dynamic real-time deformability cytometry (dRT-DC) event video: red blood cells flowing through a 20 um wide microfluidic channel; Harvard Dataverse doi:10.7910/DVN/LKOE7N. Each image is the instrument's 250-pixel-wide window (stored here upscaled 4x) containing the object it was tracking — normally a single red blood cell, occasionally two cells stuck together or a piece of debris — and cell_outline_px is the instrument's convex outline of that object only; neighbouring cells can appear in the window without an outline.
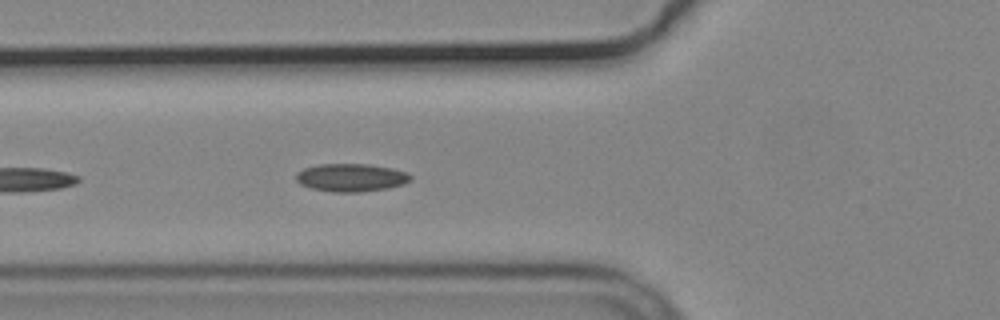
{"species": "common noctule bat (a hibernating species)", "species_latin": "Nyctalus noctula", "temperature_condition": "cold", "stored_images_in_passage": 42, "camera_frame_rate_fps": 3000, "um_per_image_px": 0.085, "animal": {"sex": "male", "body_mass_g": 19.2, "forearm_length_mm": 51.8}, "frame": {"image": 1, "passage_image": 6, "time_ms": 1.667, "image_size_px": [1000, 320], "cell_outline_px": [[412, 180], [404, 184], [388, 188], [360, 192], [332, 192], [312, 188], [300, 184], [296, 180], [296, 172], [304, 168], [320, 164], [368, 164], [392, 168], [408, 172], [412, 176]], "centroid_in_image_um": [29.87, 15.09], "position_along_channel_um": 95.9, "area_um2": 18.79}}
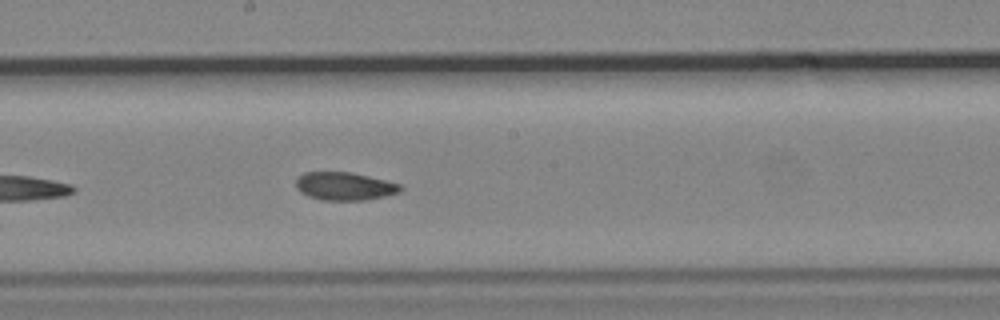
{"frame": {"image": 2, "passage_image": 16, "time_ms": 5.0, "image_size_px": [1000, 320], "cell_outline_px": [[404, 188], [400, 192], [368, 200], [320, 200], [308, 196], [300, 192], [296, 188], [296, 180], [304, 172], [352, 172], [400, 184]], "centroid_in_image_um": [29.28, 15.83], "position_along_channel_um": 218.9, "area_um2": 17.11}}
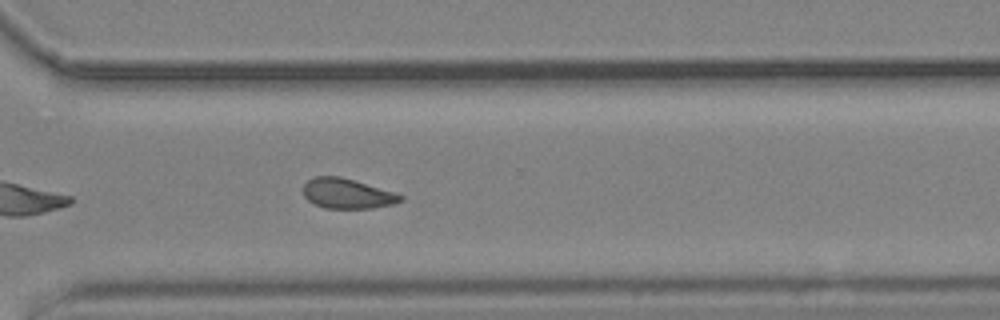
{"frame": {"image": 3, "passage_image": 26, "time_ms": 8.333, "image_size_px": [1000, 320], "cell_outline_px": [[404, 200], [392, 204], [372, 208], [324, 208], [308, 200], [304, 196], [304, 184], [312, 176], [340, 176], [396, 192], [404, 196]], "centroid_in_image_um": [29.53, 16.44], "position_along_channel_um": 341.1, "area_um2": 17.05}, "authors_computed_cell_mechanics": {"area_um2": 17.4845, "velocity_mm_per_s": 3.6723, "shape_relaxation_time_tau1_ms": null, "shape_relaxation_time_tau2_ms": 7.4359, "deformation_change_tau1": null, "deformation_change_tau2": 0.1158}}